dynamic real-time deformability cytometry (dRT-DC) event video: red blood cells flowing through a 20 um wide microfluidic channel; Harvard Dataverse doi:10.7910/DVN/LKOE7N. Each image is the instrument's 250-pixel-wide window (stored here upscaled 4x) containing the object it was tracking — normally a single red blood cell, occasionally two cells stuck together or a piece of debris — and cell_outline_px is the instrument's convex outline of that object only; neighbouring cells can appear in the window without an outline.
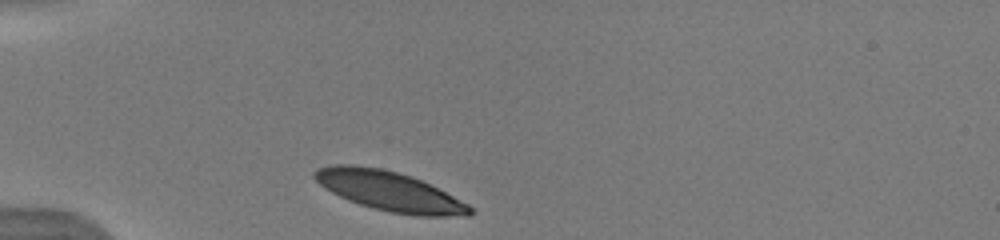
{"species": "human", "species_latin": "Homo sapiens", "temperature_condition": "warm", "stored_images_in_passage": 33, "camera_frame_rate_fps": 3000, "um_per_image_px": 0.085, "donor": {"sex": "male"}, "frame": {"image": 1, "passage_image": 1, "time_ms": 0.0, "image_size_px": [1000, 240], "cell_outline_px": [[472, 212], [468, 216], [416, 216], [392, 212], [372, 208], [348, 200], [332, 192], [320, 184], [312, 176], [312, 172], [320, 168], [332, 164], [352, 164], [380, 168], [412, 176], [468, 204], [472, 208]], "centroid_in_image_um": [33.07, 16.24], "position_along_channel_um": 51.9, "area_um2": 35.43}, "authors_computed_cell_mechanics": {"area_um2": 36.2406, "velocity_mm_per_s": 3.8424, "shape_relaxation_time_tau1_ms": 1.0757, "shape_relaxation_time_tau2_ms": null, "deformation_change_tau1": 0.0705, "deformation_change_tau2": null}}